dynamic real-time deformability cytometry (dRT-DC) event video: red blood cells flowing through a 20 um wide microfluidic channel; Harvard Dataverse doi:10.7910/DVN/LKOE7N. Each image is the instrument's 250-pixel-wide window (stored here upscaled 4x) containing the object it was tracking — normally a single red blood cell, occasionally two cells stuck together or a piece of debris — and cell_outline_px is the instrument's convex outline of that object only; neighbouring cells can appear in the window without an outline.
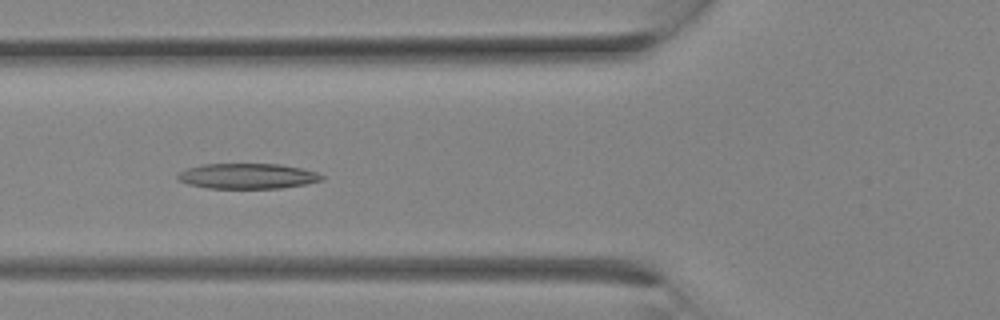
{"species": "Egyptian fruit bat (a non-hibernating species)", "species_latin": "Rousettus aegyptiacus", "temperature_condition": "room temperature", "stored_images_in_passage": 21, "camera_frame_rate_fps": 3000, "um_per_image_px": 0.085, "animal": {"sex": "female"}, "frame": {"image": 1, "passage_image": 11, "time_ms": 3.333, "image_size_px": [1000, 320], "cell_outline_px": [[324, 180], [304, 184], [280, 188], [208, 188], [188, 184], [180, 180], [176, 176], [180, 172], [188, 168], [200, 164], [280, 164], [300, 168], [316, 172], [324, 176]], "centroid_in_image_um": [21.04, 14.96], "position_along_channel_um": 104.8, "area_um2": 21.15}}
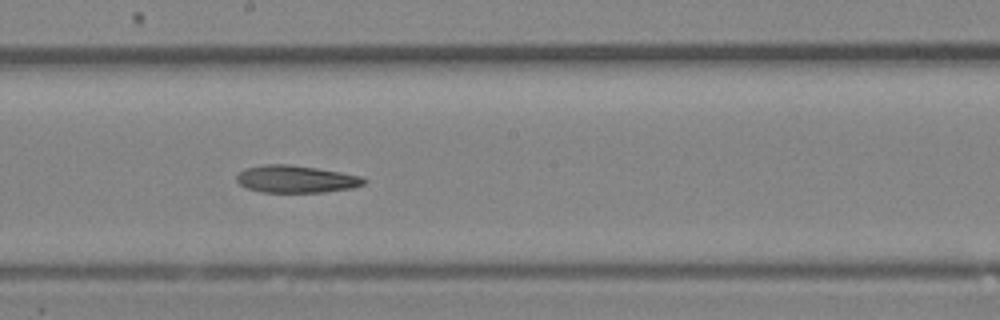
{"frame": {"image": 2, "passage_image": 16, "time_ms": 5.0, "image_size_px": [1000, 320], "cell_outline_px": [[368, 180], [364, 184], [352, 188], [324, 192], [260, 192], [248, 188], [240, 184], [236, 180], [236, 176], [244, 168], [264, 164], [288, 164], [316, 168], [340, 172], [360, 176]], "centroid_in_image_um": [25.15, 15.22], "position_along_channel_um": 223.1, "area_um2": 20.23}}
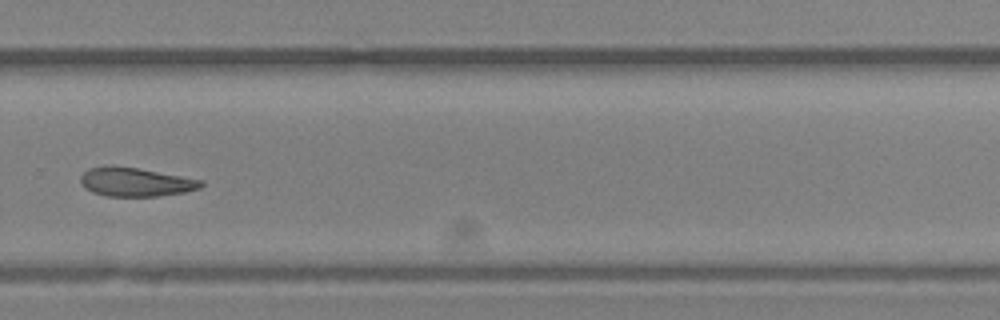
{"frame": {"image": 3, "passage_image": 20, "time_ms": 6.333, "image_size_px": [1000, 320], "cell_outline_px": [[204, 184], [200, 188], [184, 192], [160, 196], [104, 196], [92, 192], [84, 188], [80, 180], [80, 176], [88, 168], [108, 164], [112, 164], [136, 168], [204, 180]], "centroid_in_image_um": [11.48, 15.46], "position_along_channel_um": 318.3, "area_um2": 20.46}}